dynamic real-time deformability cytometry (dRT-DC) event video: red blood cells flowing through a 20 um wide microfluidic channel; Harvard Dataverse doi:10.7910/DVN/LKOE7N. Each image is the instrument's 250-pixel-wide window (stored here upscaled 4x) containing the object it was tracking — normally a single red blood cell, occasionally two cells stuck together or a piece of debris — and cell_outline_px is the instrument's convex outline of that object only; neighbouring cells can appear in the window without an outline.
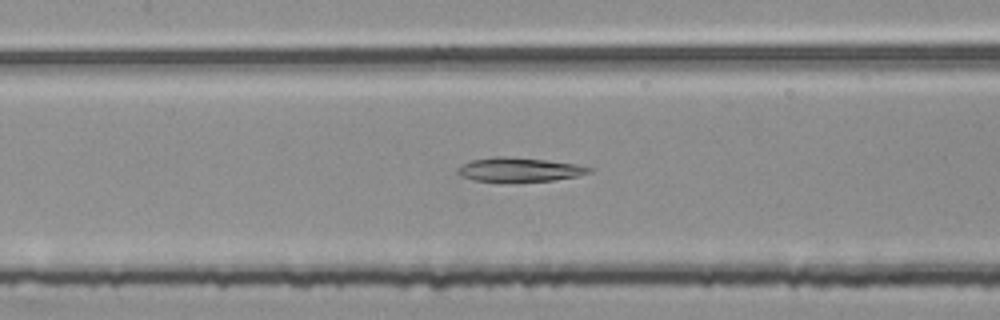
{"species": "common noctule bat (a hibernating species)", "species_latin": "Nyctalus noctula", "temperature_condition": "room temperature", "stored_images_in_passage": 51, "camera_frame_rate_fps": 3000, "um_per_image_px": 0.085, "animal": {"sex": "female", "body_mass_g": 25.1}, "frame": {"image": 1, "passage_image": 22, "time_ms": 7.0, "image_size_px": [1000, 320], "cell_outline_px": [[592, 172], [576, 176], [552, 180], [508, 184], [500, 184], [472, 180], [460, 176], [456, 172], [456, 168], [472, 160], [492, 156], [508, 156], [544, 160], [576, 164], [592, 168]], "centroid_in_image_um": [44.05, 14.46], "position_along_channel_um": 163.4, "area_um2": 19.19}}
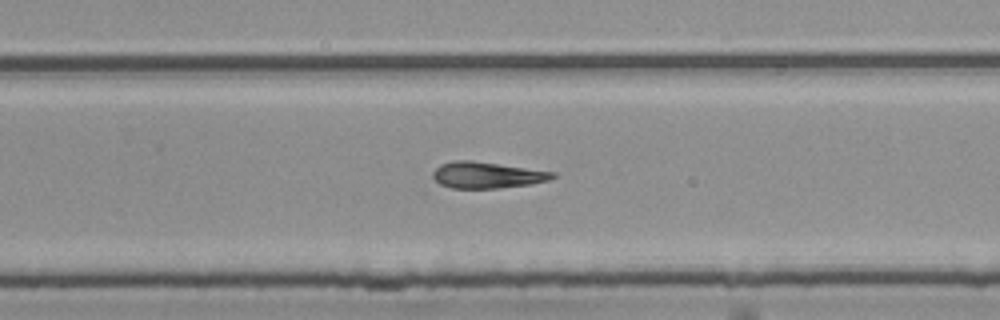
{"frame": {"image": 2, "passage_image": 32, "time_ms": 10.333, "image_size_px": [1000, 320], "cell_outline_px": [[556, 176], [548, 180], [528, 184], [500, 188], [452, 188], [440, 184], [432, 176], [432, 172], [440, 164], [452, 160], [472, 160], [556, 172]], "centroid_in_image_um": [41.36, 14.87], "position_along_channel_um": 288.4, "area_um2": 18.32}}
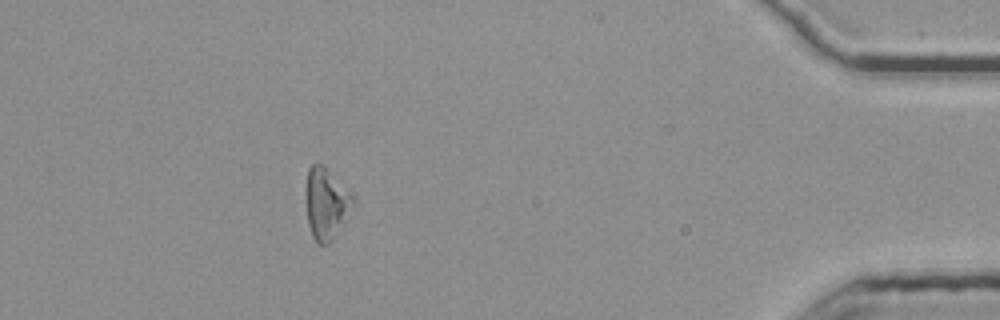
{"frame": {"image": 3, "passage_image": 46, "time_ms": 15.0, "image_size_px": [1000, 320], "cell_outline_px": [[356, 204], [332, 240], [328, 244], [316, 244], [312, 236], [308, 224], [304, 188], [308, 168], [312, 164], [320, 164], [352, 192], [356, 200]], "centroid_in_image_um": [27.72, 17.31], "position_along_channel_um": 407.5, "area_um2": 19.94}}